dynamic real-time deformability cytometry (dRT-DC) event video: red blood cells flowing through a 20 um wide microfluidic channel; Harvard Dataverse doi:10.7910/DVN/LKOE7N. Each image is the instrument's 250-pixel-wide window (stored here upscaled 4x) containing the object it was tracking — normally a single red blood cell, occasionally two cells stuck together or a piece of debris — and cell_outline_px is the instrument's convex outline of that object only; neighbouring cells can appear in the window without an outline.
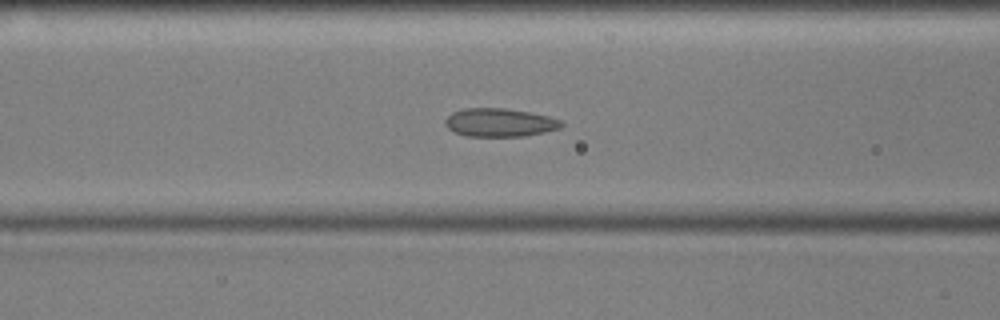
{"species": "common noctule bat (a hibernating species)", "species_latin": "Nyctalus noctula", "temperature_condition": "cold", "stored_images_in_passage": 54, "camera_frame_rate_fps": 3000, "um_per_image_px": 0.085, "animal": {"sex": "male", "body_mass_g": 17.9, "forearm_length_mm": 54.2}, "frame": {"image": 1, "passage_image": 20, "time_ms": 6.333, "image_size_px": [1000, 320], "cell_outline_px": [[564, 124], [560, 128], [544, 132], [524, 136], [464, 136], [448, 128], [444, 124], [444, 120], [452, 112], [464, 108], [504, 108], [528, 112], [548, 116], [564, 120]], "centroid_in_image_um": [42.48, 10.41], "position_along_channel_um": 124.1, "area_um2": 19.25}}
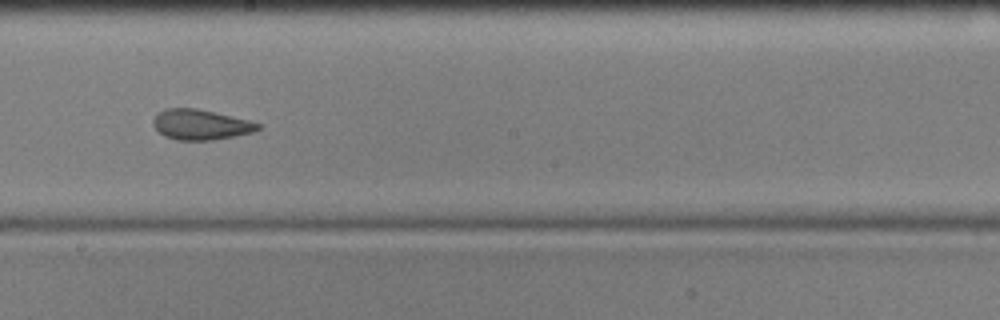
{"frame": {"image": 2, "passage_image": 29, "time_ms": 9.333, "image_size_px": [1000, 320], "cell_outline_px": [[260, 128], [252, 132], [212, 140], [176, 140], [164, 136], [152, 124], [152, 120], [156, 112], [164, 108], [196, 108], [248, 120], [260, 124]], "centroid_in_image_um": [16.98, 10.58], "position_along_channel_um": 231.2, "area_um2": 18.38}}
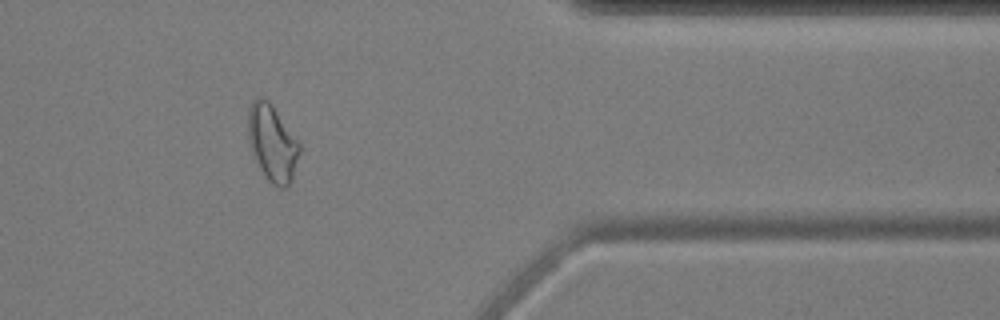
{"frame": {"image": 3, "passage_image": 44, "time_ms": 14.333, "image_size_px": [1000, 320], "cell_outline_px": [[300, 152], [292, 180], [288, 188], [280, 188], [272, 184], [264, 176], [252, 152], [248, 140], [248, 108], [252, 100], [256, 96], [260, 96], [268, 100], [272, 104], [300, 144]], "centroid_in_image_um": [23.14, 12.15], "position_along_channel_um": 388.3, "area_um2": 23.06}, "authors_computed_cell_mechanics": {"area_um2": 20.8947, "velocity_mm_per_s": 3.5673, "shape_relaxation_time_tau1_ms": null, "shape_relaxation_time_tau2_ms": 1.9292, "deformation_change_tau1": null, "deformation_change_tau2": 0.0804}}